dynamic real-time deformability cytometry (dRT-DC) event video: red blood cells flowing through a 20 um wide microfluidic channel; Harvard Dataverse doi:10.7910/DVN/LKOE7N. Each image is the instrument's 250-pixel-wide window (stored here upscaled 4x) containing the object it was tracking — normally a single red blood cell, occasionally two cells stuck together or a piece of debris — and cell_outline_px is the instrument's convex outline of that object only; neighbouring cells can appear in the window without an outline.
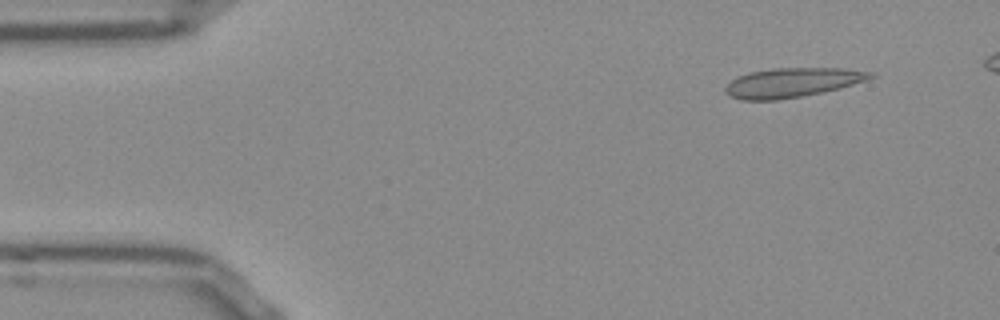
{"species": "Egyptian fruit bat (a non-hibernating species)", "species_latin": "Rousettus aegyptiacus", "temperature_condition": "room temperature", "stored_images_in_passage": 45, "camera_frame_rate_fps": 3000, "um_per_image_px": 0.085, "frame": {"image": 1, "passage_image": 1, "time_ms": 0.0, "image_size_px": [1000, 320], "cell_outline_px": [[876, 76], [868, 80], [840, 88], [800, 96], [776, 100], [740, 100], [728, 96], [724, 92], [724, 88], [732, 80], [748, 72], [772, 68], [848, 68], [872, 72]], "centroid_in_image_um": [67.34, 7.01], "position_along_channel_um": 17.7, "area_um2": 24.91}}
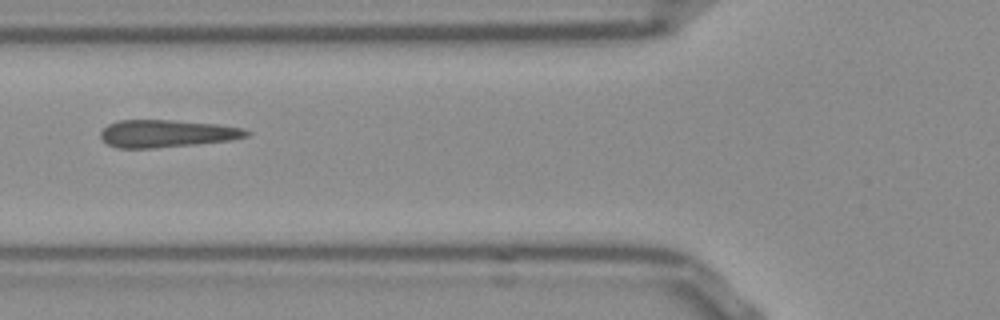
{"frame": {"image": 2, "passage_image": 15, "time_ms": 4.667, "image_size_px": [1000, 320], "cell_outline_px": [[252, 132], [248, 136], [232, 140], [196, 144], [152, 148], [116, 148], [108, 144], [100, 136], [100, 132], [108, 124], [120, 120], [172, 120], [216, 124], [244, 128]], "centroid_in_image_um": [14.2, 11.35], "position_along_channel_um": 111.6, "area_um2": 23.35}}
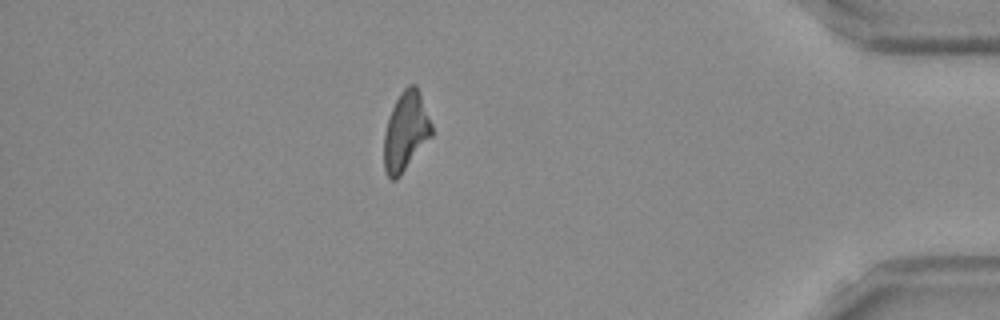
{"frame": {"image": 3, "passage_image": 41, "time_ms": 13.333, "image_size_px": [1000, 320], "cell_outline_px": [[432, 136], [400, 176], [396, 180], [392, 180], [388, 176], [384, 168], [384, 132], [392, 108], [400, 92], [408, 84], [416, 84], [432, 124]], "centroid_in_image_um": [34.49, 11.17], "position_along_channel_um": 400.7, "area_um2": 21.85}, "authors_computed_cell_mechanics": {"area_um2": 23.3512, "velocity_mm_per_s": 3.8512, "shape_relaxation_time_tau1_ms": null, "shape_relaxation_time_tau2_ms": 1.974, "deformation_change_tau1": null, "deformation_change_tau2": 0.0962}}